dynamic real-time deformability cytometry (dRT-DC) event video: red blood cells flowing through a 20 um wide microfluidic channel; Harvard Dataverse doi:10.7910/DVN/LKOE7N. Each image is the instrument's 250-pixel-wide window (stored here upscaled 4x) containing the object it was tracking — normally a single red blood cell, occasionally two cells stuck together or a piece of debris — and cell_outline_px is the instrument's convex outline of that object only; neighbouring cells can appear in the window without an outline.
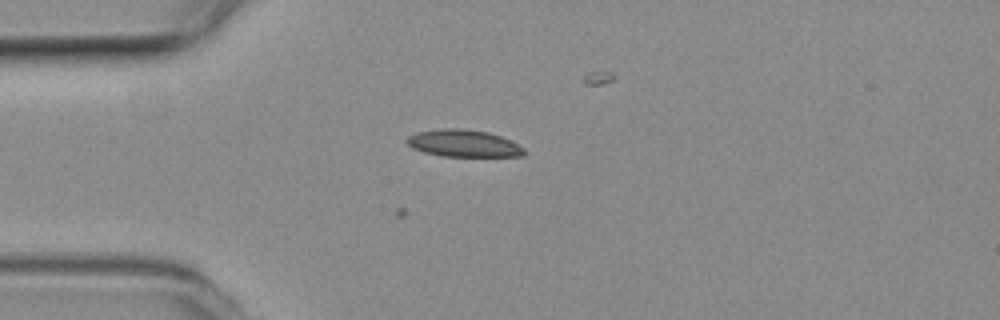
{"species": "common noctule bat (a hibernating species)", "species_latin": "Nyctalus noctula", "temperature_condition": "room temperature", "stored_images_in_passage": 24, "camera_frame_rate_fps": 3000, "um_per_image_px": 0.085, "animal": {"sex": "female", "body_mass_g": 19.3, "forearm_length_mm": 54.1}, "frame": {"image": 1, "passage_image": 13, "time_ms": 4.0, "image_size_px": [1000, 320], "cell_outline_px": [[524, 156], [440, 156], [424, 152], [412, 148], [404, 140], [408, 136], [416, 132], [444, 128], [460, 128], [488, 132], [500, 136], [524, 148]], "centroid_in_image_um": [39.35, 12.18], "position_along_channel_um": 45.7, "area_um2": 18.44}}
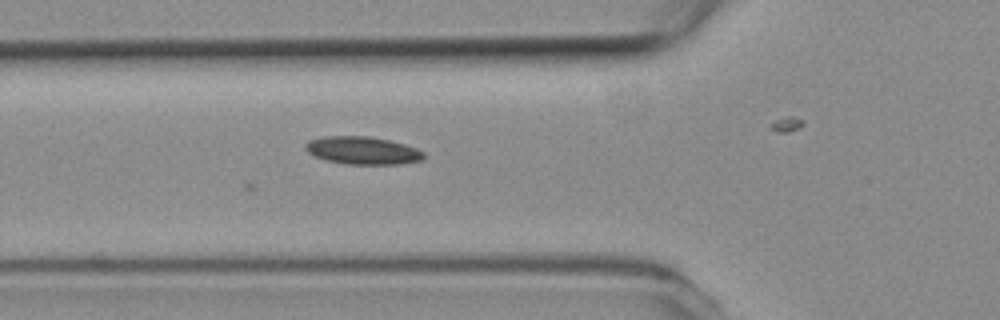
{"frame": {"image": 2, "passage_image": 18, "time_ms": 5.667, "image_size_px": [1000, 320], "cell_outline_px": [[424, 156], [420, 160], [400, 164], [348, 164], [324, 160], [308, 152], [304, 148], [304, 144], [308, 140], [324, 136], [368, 136], [388, 140], [404, 144], [416, 148], [424, 152]], "centroid_in_image_um": [30.78, 12.78], "position_along_channel_um": 95.0, "area_um2": 19.07}}
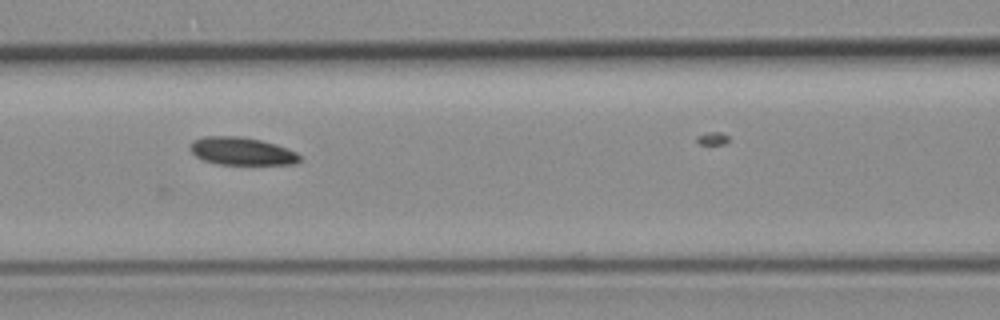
{"frame": {"image": 3, "passage_image": 22, "time_ms": 7.0, "image_size_px": [1000, 320], "cell_outline_px": [[300, 160], [296, 164], [216, 164], [204, 160], [196, 156], [192, 152], [192, 140], [204, 136], [244, 136], [276, 144], [296, 152], [300, 156]], "centroid_in_image_um": [20.56, 12.84], "position_along_channel_um": 146.0, "area_um2": 17.63}}